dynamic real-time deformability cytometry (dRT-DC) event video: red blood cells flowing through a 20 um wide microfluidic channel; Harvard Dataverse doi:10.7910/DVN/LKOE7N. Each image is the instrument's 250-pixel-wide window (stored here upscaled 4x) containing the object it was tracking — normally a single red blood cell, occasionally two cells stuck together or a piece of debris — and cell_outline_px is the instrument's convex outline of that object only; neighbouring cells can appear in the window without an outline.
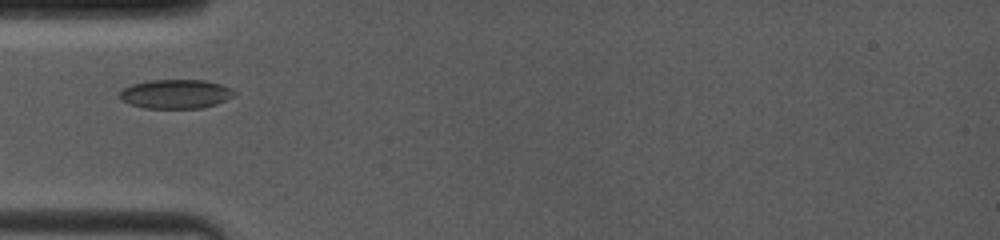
{"species": "common noctule bat (a hibernating species)", "species_latin": "Nyctalus noctula", "temperature_condition": "room temperature", "stored_images_in_passage": 5, "camera_frame_rate_fps": 4000, "um_per_image_px": 0.085, "animal": {"sex": "female", "body_mass_g": 19.0, "forearm_length_mm": 53.3}, "frame": {"image": 1, "passage_image": 1, "time_ms": 0.0, "image_size_px": [1000, 240], "cell_outline_px": [[236, 96], [216, 104], [200, 108], [144, 108], [128, 104], [120, 100], [120, 92], [124, 88], [132, 84], [148, 80], [204, 80], [220, 84], [232, 88], [236, 92]], "centroid_in_image_um": [14.94, 7.99], "position_along_channel_um": 70.1, "area_um2": 19.59}}
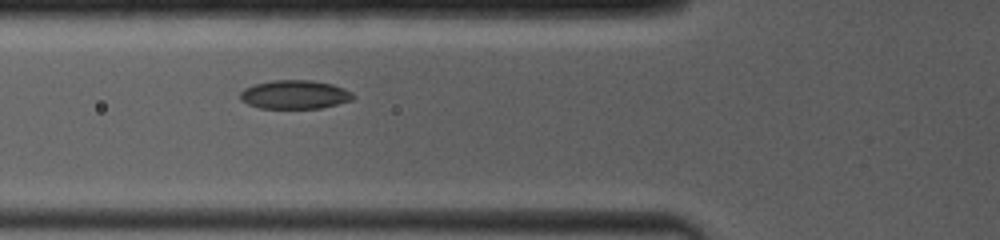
{"frame": {"image": 2, "passage_image": 4, "time_ms": 0.75, "image_size_px": [1000, 240], "cell_outline_px": [[356, 96], [352, 100], [320, 108], [260, 108], [248, 104], [240, 100], [240, 92], [244, 88], [256, 84], [272, 80], [312, 80], [332, 84], [344, 88], [352, 92]], "centroid_in_image_um": [25.06, 8.03], "position_along_channel_um": 100.7, "area_um2": 18.9}}